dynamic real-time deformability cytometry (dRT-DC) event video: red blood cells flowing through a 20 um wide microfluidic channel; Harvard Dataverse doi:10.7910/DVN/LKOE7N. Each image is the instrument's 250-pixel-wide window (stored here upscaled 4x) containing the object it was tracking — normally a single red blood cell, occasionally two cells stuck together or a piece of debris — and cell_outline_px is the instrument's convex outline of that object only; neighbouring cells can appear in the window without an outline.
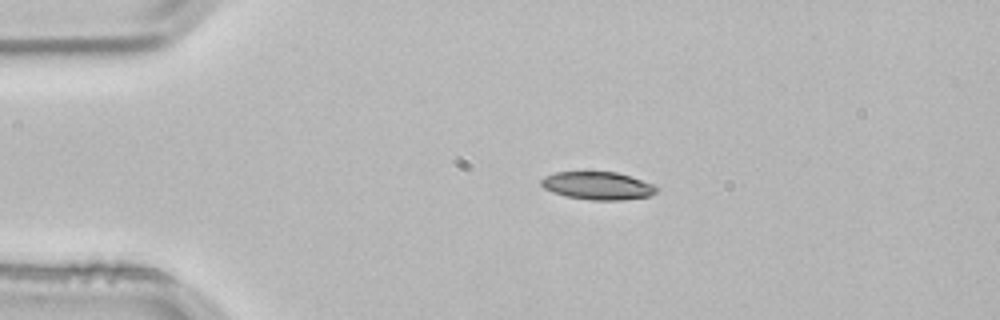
{"species": "common noctule bat (a hibernating species)", "species_latin": "Nyctalus noctula", "temperature_condition": "room temperature", "stored_images_in_passage": 2, "camera_frame_rate_fps": 3000, "um_per_image_px": 0.085, "animal": {"sex": "male", "body_mass_g": 21.5, "forearm_length_mm": 52.0}, "frame": {"image": 1, "passage_image": 1, "time_ms": 0.0, "image_size_px": [1000, 320], "cell_outline_px": [[656, 192], [648, 196], [620, 200], [592, 200], [564, 196], [552, 192], [544, 188], [540, 184], [540, 180], [544, 176], [556, 172], [616, 172], [652, 184], [656, 188]], "centroid_in_image_um": [50.73, 15.79], "position_along_channel_um": 34.3, "area_um2": 18.5}}